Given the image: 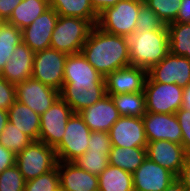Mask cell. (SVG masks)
Here are the masks:
<instances>
[{
    "label": "cell",
    "instance_id": "6da1fadb",
    "mask_svg": "<svg viewBox=\"0 0 190 191\" xmlns=\"http://www.w3.org/2000/svg\"><path fill=\"white\" fill-rule=\"evenodd\" d=\"M81 53L104 77L130 66L128 38L105 32L96 25L90 31Z\"/></svg>",
    "mask_w": 190,
    "mask_h": 191
},
{
    "label": "cell",
    "instance_id": "7a4b0ae2",
    "mask_svg": "<svg viewBox=\"0 0 190 191\" xmlns=\"http://www.w3.org/2000/svg\"><path fill=\"white\" fill-rule=\"evenodd\" d=\"M130 65L149 71L170 52L167 25L159 30L133 33L128 37Z\"/></svg>",
    "mask_w": 190,
    "mask_h": 191
},
{
    "label": "cell",
    "instance_id": "3957f363",
    "mask_svg": "<svg viewBox=\"0 0 190 191\" xmlns=\"http://www.w3.org/2000/svg\"><path fill=\"white\" fill-rule=\"evenodd\" d=\"M93 27L88 20L59 15L50 47L67 55L80 53Z\"/></svg>",
    "mask_w": 190,
    "mask_h": 191
},
{
    "label": "cell",
    "instance_id": "277c9868",
    "mask_svg": "<svg viewBox=\"0 0 190 191\" xmlns=\"http://www.w3.org/2000/svg\"><path fill=\"white\" fill-rule=\"evenodd\" d=\"M143 0H120L98 14L96 26L105 32L129 37L134 33Z\"/></svg>",
    "mask_w": 190,
    "mask_h": 191
},
{
    "label": "cell",
    "instance_id": "5b68a950",
    "mask_svg": "<svg viewBox=\"0 0 190 191\" xmlns=\"http://www.w3.org/2000/svg\"><path fill=\"white\" fill-rule=\"evenodd\" d=\"M15 164L23 178L28 181L56 168L58 159L54 148L35 140L16 154Z\"/></svg>",
    "mask_w": 190,
    "mask_h": 191
},
{
    "label": "cell",
    "instance_id": "8992f818",
    "mask_svg": "<svg viewBox=\"0 0 190 191\" xmlns=\"http://www.w3.org/2000/svg\"><path fill=\"white\" fill-rule=\"evenodd\" d=\"M146 112L175 114L182 107L183 87L154 82L148 75L144 85Z\"/></svg>",
    "mask_w": 190,
    "mask_h": 191
},
{
    "label": "cell",
    "instance_id": "52a82bcc",
    "mask_svg": "<svg viewBox=\"0 0 190 191\" xmlns=\"http://www.w3.org/2000/svg\"><path fill=\"white\" fill-rule=\"evenodd\" d=\"M78 113H73L68 119L61 143L55 148L58 161L73 162L88 149L91 134Z\"/></svg>",
    "mask_w": 190,
    "mask_h": 191
},
{
    "label": "cell",
    "instance_id": "ba28073f",
    "mask_svg": "<svg viewBox=\"0 0 190 191\" xmlns=\"http://www.w3.org/2000/svg\"><path fill=\"white\" fill-rule=\"evenodd\" d=\"M67 56L51 47L35 52L31 77L60 92Z\"/></svg>",
    "mask_w": 190,
    "mask_h": 191
},
{
    "label": "cell",
    "instance_id": "9c48e42d",
    "mask_svg": "<svg viewBox=\"0 0 190 191\" xmlns=\"http://www.w3.org/2000/svg\"><path fill=\"white\" fill-rule=\"evenodd\" d=\"M71 107L59 97L42 115H40L39 141L56 148L64 136L68 119L72 116Z\"/></svg>",
    "mask_w": 190,
    "mask_h": 191
},
{
    "label": "cell",
    "instance_id": "30bf717a",
    "mask_svg": "<svg viewBox=\"0 0 190 191\" xmlns=\"http://www.w3.org/2000/svg\"><path fill=\"white\" fill-rule=\"evenodd\" d=\"M60 97L79 113L107 95L105 82H63Z\"/></svg>",
    "mask_w": 190,
    "mask_h": 191
},
{
    "label": "cell",
    "instance_id": "8fae6325",
    "mask_svg": "<svg viewBox=\"0 0 190 191\" xmlns=\"http://www.w3.org/2000/svg\"><path fill=\"white\" fill-rule=\"evenodd\" d=\"M15 87L16 100L30 107L39 115H42L60 97L59 91L32 77L18 83Z\"/></svg>",
    "mask_w": 190,
    "mask_h": 191
},
{
    "label": "cell",
    "instance_id": "7c38bea8",
    "mask_svg": "<svg viewBox=\"0 0 190 191\" xmlns=\"http://www.w3.org/2000/svg\"><path fill=\"white\" fill-rule=\"evenodd\" d=\"M147 75L154 82L173 83L184 88L190 83V60L169 52L161 62L147 71Z\"/></svg>",
    "mask_w": 190,
    "mask_h": 191
},
{
    "label": "cell",
    "instance_id": "4fadbf2b",
    "mask_svg": "<svg viewBox=\"0 0 190 191\" xmlns=\"http://www.w3.org/2000/svg\"><path fill=\"white\" fill-rule=\"evenodd\" d=\"M108 133L112 146L134 148L148 144L142 117L120 116Z\"/></svg>",
    "mask_w": 190,
    "mask_h": 191
},
{
    "label": "cell",
    "instance_id": "5bb4252c",
    "mask_svg": "<svg viewBox=\"0 0 190 191\" xmlns=\"http://www.w3.org/2000/svg\"><path fill=\"white\" fill-rule=\"evenodd\" d=\"M59 15L49 7L22 31V42L34 53L50 47L51 36Z\"/></svg>",
    "mask_w": 190,
    "mask_h": 191
},
{
    "label": "cell",
    "instance_id": "9a60e30c",
    "mask_svg": "<svg viewBox=\"0 0 190 191\" xmlns=\"http://www.w3.org/2000/svg\"><path fill=\"white\" fill-rule=\"evenodd\" d=\"M134 191H164L177 176L146 158L132 174Z\"/></svg>",
    "mask_w": 190,
    "mask_h": 191
},
{
    "label": "cell",
    "instance_id": "2e32d148",
    "mask_svg": "<svg viewBox=\"0 0 190 191\" xmlns=\"http://www.w3.org/2000/svg\"><path fill=\"white\" fill-rule=\"evenodd\" d=\"M148 142L167 140L182 142V130L175 114L146 112L142 117Z\"/></svg>",
    "mask_w": 190,
    "mask_h": 191
},
{
    "label": "cell",
    "instance_id": "e0dca14e",
    "mask_svg": "<svg viewBox=\"0 0 190 191\" xmlns=\"http://www.w3.org/2000/svg\"><path fill=\"white\" fill-rule=\"evenodd\" d=\"M147 158L168 169L176 176L179 175L188 156L182 144L167 140L150 141L146 146Z\"/></svg>",
    "mask_w": 190,
    "mask_h": 191
},
{
    "label": "cell",
    "instance_id": "ac0fdd59",
    "mask_svg": "<svg viewBox=\"0 0 190 191\" xmlns=\"http://www.w3.org/2000/svg\"><path fill=\"white\" fill-rule=\"evenodd\" d=\"M147 71L141 67L127 66L104 77L107 94L137 93L144 91Z\"/></svg>",
    "mask_w": 190,
    "mask_h": 191
},
{
    "label": "cell",
    "instance_id": "d6986e66",
    "mask_svg": "<svg viewBox=\"0 0 190 191\" xmlns=\"http://www.w3.org/2000/svg\"><path fill=\"white\" fill-rule=\"evenodd\" d=\"M78 114L91 131L109 132L113 124L120 118L118 109L115 107L110 95L104 96Z\"/></svg>",
    "mask_w": 190,
    "mask_h": 191
},
{
    "label": "cell",
    "instance_id": "ffe728a7",
    "mask_svg": "<svg viewBox=\"0 0 190 191\" xmlns=\"http://www.w3.org/2000/svg\"><path fill=\"white\" fill-rule=\"evenodd\" d=\"M63 163L58 161L60 191H98L97 175L79 168L73 162Z\"/></svg>",
    "mask_w": 190,
    "mask_h": 191
},
{
    "label": "cell",
    "instance_id": "44dd1931",
    "mask_svg": "<svg viewBox=\"0 0 190 191\" xmlns=\"http://www.w3.org/2000/svg\"><path fill=\"white\" fill-rule=\"evenodd\" d=\"M34 54L26 44L20 43L0 75L14 85L29 79L32 76Z\"/></svg>",
    "mask_w": 190,
    "mask_h": 191
},
{
    "label": "cell",
    "instance_id": "7402d4cb",
    "mask_svg": "<svg viewBox=\"0 0 190 191\" xmlns=\"http://www.w3.org/2000/svg\"><path fill=\"white\" fill-rule=\"evenodd\" d=\"M63 82H105V80L80 52L66 57Z\"/></svg>",
    "mask_w": 190,
    "mask_h": 191
},
{
    "label": "cell",
    "instance_id": "603a6c76",
    "mask_svg": "<svg viewBox=\"0 0 190 191\" xmlns=\"http://www.w3.org/2000/svg\"><path fill=\"white\" fill-rule=\"evenodd\" d=\"M7 113L8 121L14 124L16 128L21 130L24 134L28 135L33 141L39 139V114L17 100L10 107Z\"/></svg>",
    "mask_w": 190,
    "mask_h": 191
},
{
    "label": "cell",
    "instance_id": "cb8c5ba5",
    "mask_svg": "<svg viewBox=\"0 0 190 191\" xmlns=\"http://www.w3.org/2000/svg\"><path fill=\"white\" fill-rule=\"evenodd\" d=\"M147 158L146 147L124 148L112 146L109 153V165L134 173Z\"/></svg>",
    "mask_w": 190,
    "mask_h": 191
},
{
    "label": "cell",
    "instance_id": "d4e9b609",
    "mask_svg": "<svg viewBox=\"0 0 190 191\" xmlns=\"http://www.w3.org/2000/svg\"><path fill=\"white\" fill-rule=\"evenodd\" d=\"M48 8V0H22L6 22L23 30Z\"/></svg>",
    "mask_w": 190,
    "mask_h": 191
},
{
    "label": "cell",
    "instance_id": "484cf974",
    "mask_svg": "<svg viewBox=\"0 0 190 191\" xmlns=\"http://www.w3.org/2000/svg\"><path fill=\"white\" fill-rule=\"evenodd\" d=\"M49 7L58 15L66 17H78L90 21L94 26L97 23L98 14L92 7L90 0H48Z\"/></svg>",
    "mask_w": 190,
    "mask_h": 191
},
{
    "label": "cell",
    "instance_id": "4316f807",
    "mask_svg": "<svg viewBox=\"0 0 190 191\" xmlns=\"http://www.w3.org/2000/svg\"><path fill=\"white\" fill-rule=\"evenodd\" d=\"M98 191H134L132 173L108 165L98 175Z\"/></svg>",
    "mask_w": 190,
    "mask_h": 191
},
{
    "label": "cell",
    "instance_id": "83f0119b",
    "mask_svg": "<svg viewBox=\"0 0 190 191\" xmlns=\"http://www.w3.org/2000/svg\"><path fill=\"white\" fill-rule=\"evenodd\" d=\"M107 95H110L112 98L120 116L143 117L146 113L144 91Z\"/></svg>",
    "mask_w": 190,
    "mask_h": 191
},
{
    "label": "cell",
    "instance_id": "f1b7e54d",
    "mask_svg": "<svg viewBox=\"0 0 190 191\" xmlns=\"http://www.w3.org/2000/svg\"><path fill=\"white\" fill-rule=\"evenodd\" d=\"M167 29L170 53L190 60V23L173 22Z\"/></svg>",
    "mask_w": 190,
    "mask_h": 191
},
{
    "label": "cell",
    "instance_id": "f546056e",
    "mask_svg": "<svg viewBox=\"0 0 190 191\" xmlns=\"http://www.w3.org/2000/svg\"><path fill=\"white\" fill-rule=\"evenodd\" d=\"M20 43L22 31L8 22H0V72Z\"/></svg>",
    "mask_w": 190,
    "mask_h": 191
},
{
    "label": "cell",
    "instance_id": "4dcf8cb0",
    "mask_svg": "<svg viewBox=\"0 0 190 191\" xmlns=\"http://www.w3.org/2000/svg\"><path fill=\"white\" fill-rule=\"evenodd\" d=\"M33 140L11 122H7L0 135V143L15 155L26 148Z\"/></svg>",
    "mask_w": 190,
    "mask_h": 191
},
{
    "label": "cell",
    "instance_id": "1f68e13d",
    "mask_svg": "<svg viewBox=\"0 0 190 191\" xmlns=\"http://www.w3.org/2000/svg\"><path fill=\"white\" fill-rule=\"evenodd\" d=\"M109 153L110 151H86L73 163L79 168L98 176L109 165Z\"/></svg>",
    "mask_w": 190,
    "mask_h": 191
},
{
    "label": "cell",
    "instance_id": "d6a6232c",
    "mask_svg": "<svg viewBox=\"0 0 190 191\" xmlns=\"http://www.w3.org/2000/svg\"><path fill=\"white\" fill-rule=\"evenodd\" d=\"M161 21L168 25L175 22L182 0H143Z\"/></svg>",
    "mask_w": 190,
    "mask_h": 191
},
{
    "label": "cell",
    "instance_id": "836d02e7",
    "mask_svg": "<svg viewBox=\"0 0 190 191\" xmlns=\"http://www.w3.org/2000/svg\"><path fill=\"white\" fill-rule=\"evenodd\" d=\"M24 191H60L58 164L50 172L26 181Z\"/></svg>",
    "mask_w": 190,
    "mask_h": 191
},
{
    "label": "cell",
    "instance_id": "e575fe53",
    "mask_svg": "<svg viewBox=\"0 0 190 191\" xmlns=\"http://www.w3.org/2000/svg\"><path fill=\"white\" fill-rule=\"evenodd\" d=\"M165 24L157 16V14L145 3L141 6L134 33H146L152 30H159Z\"/></svg>",
    "mask_w": 190,
    "mask_h": 191
},
{
    "label": "cell",
    "instance_id": "d590c367",
    "mask_svg": "<svg viewBox=\"0 0 190 191\" xmlns=\"http://www.w3.org/2000/svg\"><path fill=\"white\" fill-rule=\"evenodd\" d=\"M26 180L16 164L0 174V191H24Z\"/></svg>",
    "mask_w": 190,
    "mask_h": 191
},
{
    "label": "cell",
    "instance_id": "8d00e7d4",
    "mask_svg": "<svg viewBox=\"0 0 190 191\" xmlns=\"http://www.w3.org/2000/svg\"><path fill=\"white\" fill-rule=\"evenodd\" d=\"M16 101V87L0 75V109L9 110Z\"/></svg>",
    "mask_w": 190,
    "mask_h": 191
},
{
    "label": "cell",
    "instance_id": "74e56055",
    "mask_svg": "<svg viewBox=\"0 0 190 191\" xmlns=\"http://www.w3.org/2000/svg\"><path fill=\"white\" fill-rule=\"evenodd\" d=\"M182 130V146L185 152L190 155V111L182 107L175 113Z\"/></svg>",
    "mask_w": 190,
    "mask_h": 191
},
{
    "label": "cell",
    "instance_id": "f35d334b",
    "mask_svg": "<svg viewBox=\"0 0 190 191\" xmlns=\"http://www.w3.org/2000/svg\"><path fill=\"white\" fill-rule=\"evenodd\" d=\"M112 143L108 132L92 131L87 151H110Z\"/></svg>",
    "mask_w": 190,
    "mask_h": 191
},
{
    "label": "cell",
    "instance_id": "ab89813d",
    "mask_svg": "<svg viewBox=\"0 0 190 191\" xmlns=\"http://www.w3.org/2000/svg\"><path fill=\"white\" fill-rule=\"evenodd\" d=\"M16 155L0 143V174L15 164Z\"/></svg>",
    "mask_w": 190,
    "mask_h": 191
},
{
    "label": "cell",
    "instance_id": "60d3db41",
    "mask_svg": "<svg viewBox=\"0 0 190 191\" xmlns=\"http://www.w3.org/2000/svg\"><path fill=\"white\" fill-rule=\"evenodd\" d=\"M22 0H0V22L7 21Z\"/></svg>",
    "mask_w": 190,
    "mask_h": 191
},
{
    "label": "cell",
    "instance_id": "b9f144b4",
    "mask_svg": "<svg viewBox=\"0 0 190 191\" xmlns=\"http://www.w3.org/2000/svg\"><path fill=\"white\" fill-rule=\"evenodd\" d=\"M177 179L182 183L186 191H190V155L187 156Z\"/></svg>",
    "mask_w": 190,
    "mask_h": 191
},
{
    "label": "cell",
    "instance_id": "7bdbcfd3",
    "mask_svg": "<svg viewBox=\"0 0 190 191\" xmlns=\"http://www.w3.org/2000/svg\"><path fill=\"white\" fill-rule=\"evenodd\" d=\"M175 22L190 23V0H182Z\"/></svg>",
    "mask_w": 190,
    "mask_h": 191
},
{
    "label": "cell",
    "instance_id": "ee69618b",
    "mask_svg": "<svg viewBox=\"0 0 190 191\" xmlns=\"http://www.w3.org/2000/svg\"><path fill=\"white\" fill-rule=\"evenodd\" d=\"M120 0H90L92 7L97 14L101 13L104 9L114 6Z\"/></svg>",
    "mask_w": 190,
    "mask_h": 191
},
{
    "label": "cell",
    "instance_id": "f6af8a7d",
    "mask_svg": "<svg viewBox=\"0 0 190 191\" xmlns=\"http://www.w3.org/2000/svg\"><path fill=\"white\" fill-rule=\"evenodd\" d=\"M182 108L190 111V83L183 88Z\"/></svg>",
    "mask_w": 190,
    "mask_h": 191
},
{
    "label": "cell",
    "instance_id": "bcb514c9",
    "mask_svg": "<svg viewBox=\"0 0 190 191\" xmlns=\"http://www.w3.org/2000/svg\"><path fill=\"white\" fill-rule=\"evenodd\" d=\"M164 191H186L182 183L175 179Z\"/></svg>",
    "mask_w": 190,
    "mask_h": 191
},
{
    "label": "cell",
    "instance_id": "7dc6e473",
    "mask_svg": "<svg viewBox=\"0 0 190 191\" xmlns=\"http://www.w3.org/2000/svg\"><path fill=\"white\" fill-rule=\"evenodd\" d=\"M7 122H8L7 110L0 109V135L3 132Z\"/></svg>",
    "mask_w": 190,
    "mask_h": 191
}]
</instances>
